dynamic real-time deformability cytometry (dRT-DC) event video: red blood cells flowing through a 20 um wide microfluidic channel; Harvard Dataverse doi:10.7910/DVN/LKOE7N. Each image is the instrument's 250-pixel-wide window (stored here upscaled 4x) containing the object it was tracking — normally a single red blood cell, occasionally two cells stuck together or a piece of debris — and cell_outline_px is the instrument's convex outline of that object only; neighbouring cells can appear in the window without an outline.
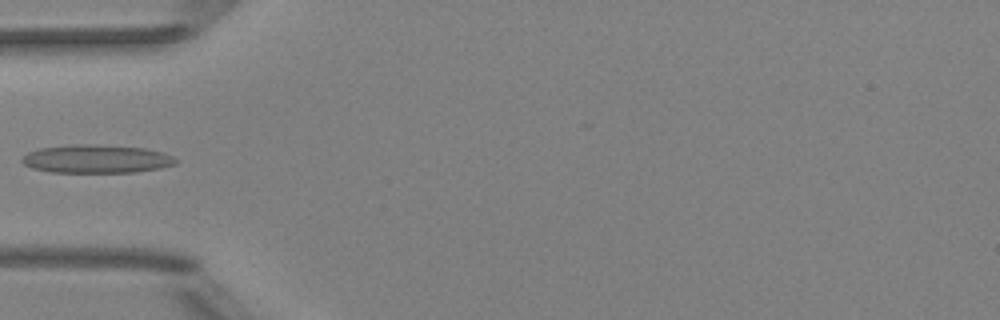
{"species": "Egyptian fruit bat (a non-hibernating species)", "species_latin": "Rousettus aegyptiacus", "temperature_condition": "room temperature", "stored_images_in_passage": 2, "camera_frame_rate_fps": 3000, "um_per_image_px": 0.085, "animal": {"sex": "female"}, "frame": {"image": 1, "passage_image": 2, "time_ms": 2.0, "image_size_px": [1000, 320], "cell_outline_px": [[176, 164], [160, 168], [136, 172], [48, 172], [32, 168], [24, 164], [20, 160], [28, 152], [40, 148], [72, 144], [96, 144], [144, 148], [164, 152], [172, 156], [176, 160]], "centroid_in_image_um": [8.19, 13.5], "position_along_channel_um": 76.8, "area_um2": 25.43}}